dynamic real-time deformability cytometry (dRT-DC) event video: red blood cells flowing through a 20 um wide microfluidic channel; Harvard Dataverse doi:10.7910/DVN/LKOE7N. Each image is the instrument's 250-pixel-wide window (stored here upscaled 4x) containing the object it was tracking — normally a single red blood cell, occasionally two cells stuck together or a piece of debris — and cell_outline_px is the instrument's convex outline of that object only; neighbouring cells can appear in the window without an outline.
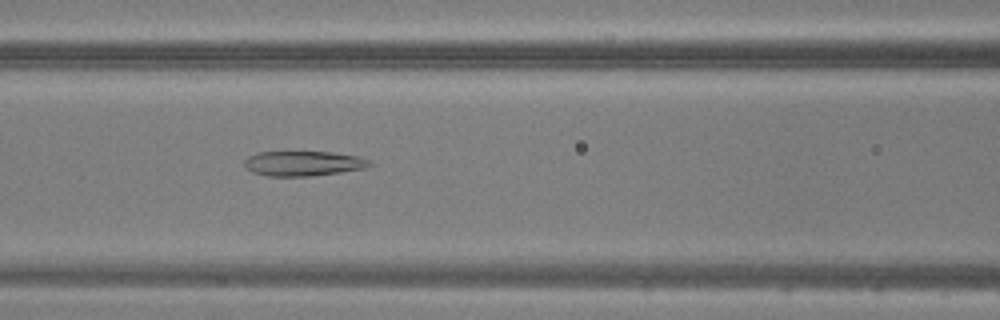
{"species": "common noctule bat (a hibernating species)", "species_latin": "Nyctalus noctula", "temperature_condition": "warm", "stored_images_in_passage": 48, "camera_frame_rate_fps": 3000, "um_per_image_px": 0.085, "animal": {"sex": "male", "body_mass_g": 20.5, "forearm_length_mm": 52.5}, "frame": {"image": 1, "passage_image": 21, "time_ms": 6.667, "image_size_px": [1000, 320], "cell_outline_px": [[372, 164], [364, 168], [340, 172], [312, 176], [268, 176], [252, 172], [244, 164], [244, 160], [248, 156], [256, 152], [332, 152], [356, 156], [368, 160]], "centroid_in_image_um": [25.74, 13.89], "position_along_channel_um": 140.9, "area_um2": 18.03}}
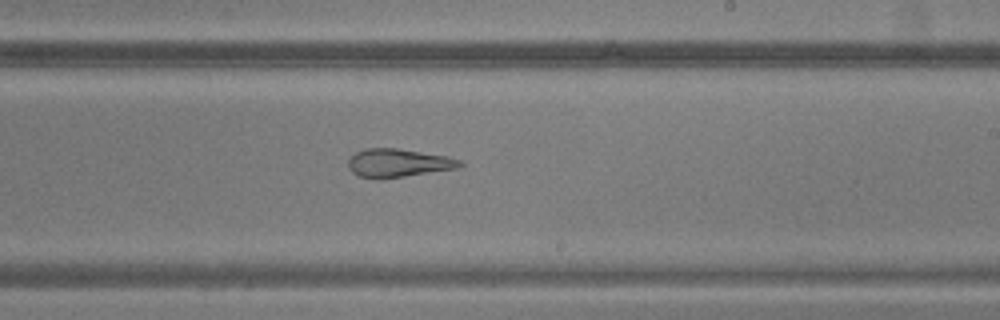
{"frame": {"image": 2, "passage_image": 29, "time_ms": 9.333, "image_size_px": [1000, 320], "cell_outline_px": [[464, 164], [456, 168], [380, 180], [376, 180], [360, 176], [352, 172], [348, 168], [348, 160], [356, 152], [364, 148], [396, 148], [448, 156], [460, 160]], "centroid_in_image_um": [33.81, 13.86], "position_along_channel_um": 255.2, "area_um2": 18.5}}
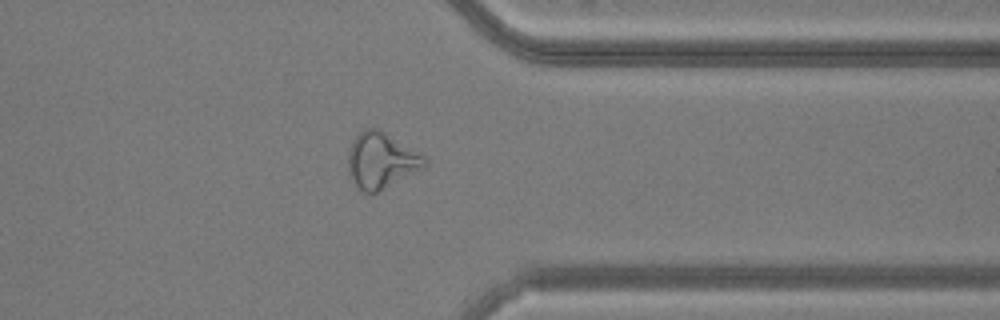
{"frame": {"image": 3, "passage_image": 38, "time_ms": 12.333, "image_size_px": [1000, 320], "cell_outline_px": [[428, 164], [424, 168], [376, 192], [364, 192], [352, 180], [348, 172], [348, 152], [352, 140], [364, 128], [380, 128], [424, 156], [428, 160]], "centroid_in_image_um": [32.4, 13.61], "position_along_channel_um": 379.0, "area_um2": 24.74}}